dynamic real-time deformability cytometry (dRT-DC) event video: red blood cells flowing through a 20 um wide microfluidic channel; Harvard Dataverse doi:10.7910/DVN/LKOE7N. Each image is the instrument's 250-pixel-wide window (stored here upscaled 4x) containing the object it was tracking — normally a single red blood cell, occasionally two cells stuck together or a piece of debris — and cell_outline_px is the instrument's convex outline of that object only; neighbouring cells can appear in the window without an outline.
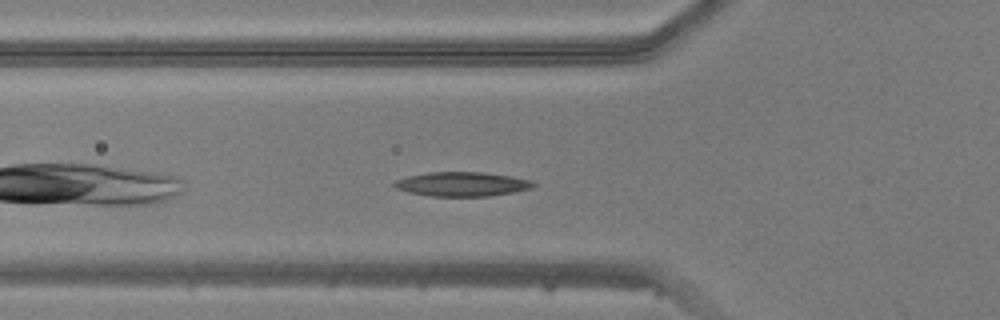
{"species": "common noctule bat (a hibernating species)", "species_latin": "Nyctalus noctula", "temperature_condition": "warm", "stored_images_in_passage": 6, "camera_frame_rate_fps": 3000, "um_per_image_px": 0.085, "animal": {"sex": "male", "body_mass_g": 20.5, "forearm_length_mm": 52.5}, "frame": {"image": 1, "passage_image": 4, "time_ms": 1.0, "image_size_px": [1000, 320], "cell_outline_px": [[536, 184], [532, 188], [512, 192], [488, 196], [432, 196], [408, 192], [396, 188], [392, 184], [396, 180], [408, 176], [428, 172], [484, 172], [512, 176], [532, 180]], "centroid_in_image_um": [39.28, 15.64], "position_along_channel_um": 86.5, "area_um2": 19.65}}